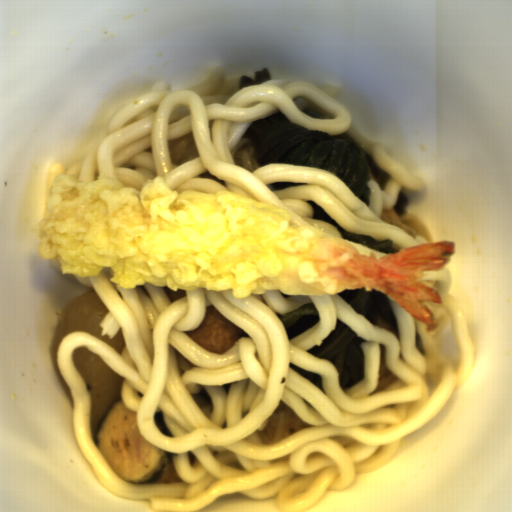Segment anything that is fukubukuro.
Listing matches in <instances>:
<instances>
[{"mask_svg":"<svg viewBox=\"0 0 512 512\" xmlns=\"http://www.w3.org/2000/svg\"><path fill=\"white\" fill-rule=\"evenodd\" d=\"M94 444L116 476L139 485L184 483L174 472L172 452L138 430L136 413L122 398L107 411Z\"/></svg>","mask_w":512,"mask_h":512,"instance_id":"obj_1","label":"fukubukuro"}]
</instances>
